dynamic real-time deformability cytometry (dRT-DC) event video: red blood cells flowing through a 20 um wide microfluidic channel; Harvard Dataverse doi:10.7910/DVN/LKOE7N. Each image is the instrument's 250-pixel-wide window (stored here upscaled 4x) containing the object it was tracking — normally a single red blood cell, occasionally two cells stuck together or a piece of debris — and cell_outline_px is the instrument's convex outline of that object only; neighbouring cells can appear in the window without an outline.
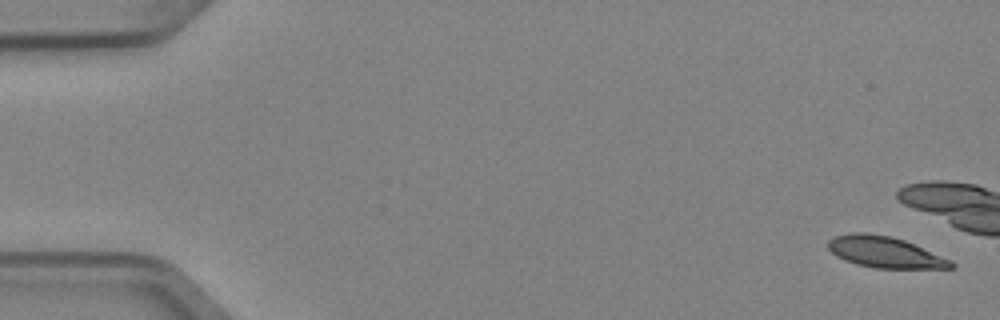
{"species": "Egyptian fruit bat (a non-hibernating species)", "species_latin": "Rousettus aegyptiacus", "temperature_condition": "cold", "stored_images_in_passage": 6, "camera_frame_rate_fps": 3000, "um_per_image_px": 0.085, "animal": {"sex": "female"}, "frame": {"image": 1, "passage_image": 1, "time_ms": 0.0, "image_size_px": [1000, 320], "cell_outline_px": [[956, 264], [952, 268], [876, 268], [856, 264], [844, 260], [836, 256], [828, 248], [828, 240], [832, 236], [852, 232], [864, 232], [892, 236], [904, 240], [952, 260]], "centroid_in_image_um": [75.19, 21.42], "position_along_channel_um": 9.8, "area_um2": 22.43}}